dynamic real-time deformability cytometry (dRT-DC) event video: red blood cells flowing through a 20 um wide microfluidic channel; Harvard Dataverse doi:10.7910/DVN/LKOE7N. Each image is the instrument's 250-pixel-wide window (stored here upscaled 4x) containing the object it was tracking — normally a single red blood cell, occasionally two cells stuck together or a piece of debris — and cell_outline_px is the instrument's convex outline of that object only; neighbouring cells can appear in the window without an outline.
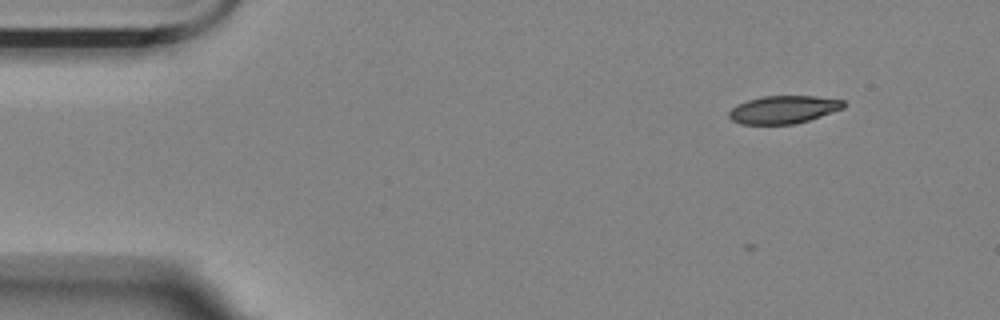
{"species": "Egyptian fruit bat (a non-hibernating species)", "species_latin": "Rousettus aegyptiacus", "temperature_condition": "room temperature", "stored_images_in_passage": 6, "camera_frame_rate_fps": 3000, "um_per_image_px": 0.085, "animal": {"sex": "female"}, "frame": {"image": 1, "passage_image": 2, "time_ms": 0.333, "image_size_px": [1000, 320], "cell_outline_px": [[844, 108], [808, 120], [792, 124], [740, 124], [732, 120], [728, 116], [728, 112], [736, 104], [748, 100], [764, 96], [816, 96], [844, 100]], "centroid_in_image_um": [66.57, 9.31], "position_along_channel_um": 18.4, "area_um2": 18.5}}